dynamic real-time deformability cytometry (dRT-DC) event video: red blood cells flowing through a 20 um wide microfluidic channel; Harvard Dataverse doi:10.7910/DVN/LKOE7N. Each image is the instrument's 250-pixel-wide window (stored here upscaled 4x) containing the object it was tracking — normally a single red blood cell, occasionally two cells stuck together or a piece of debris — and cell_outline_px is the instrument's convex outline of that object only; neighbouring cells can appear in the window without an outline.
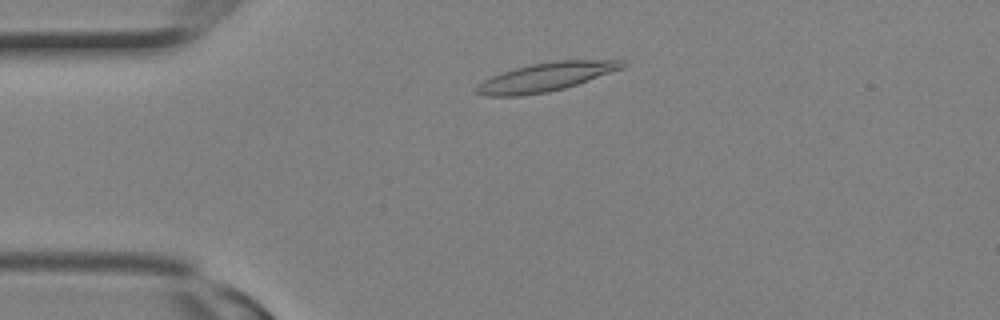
{"species": "Egyptian fruit bat (a non-hibernating species)", "species_latin": "Rousettus aegyptiacus", "temperature_condition": "room temperature", "stored_images_in_passage": 8, "camera_frame_rate_fps": 3000, "um_per_image_px": 0.085, "animal": {"sex": "female"}, "frame": {"image": 1, "passage_image": 3, "time_ms": 0.667, "image_size_px": [1000, 320], "cell_outline_px": [[628, 64], [624, 68], [564, 88], [548, 92], [520, 96], [484, 96], [476, 92], [476, 84], [500, 72], [532, 64], [556, 60], [624, 60]], "centroid_in_image_um": [46.4, 6.54], "position_along_channel_um": 38.6, "area_um2": 24.28}}
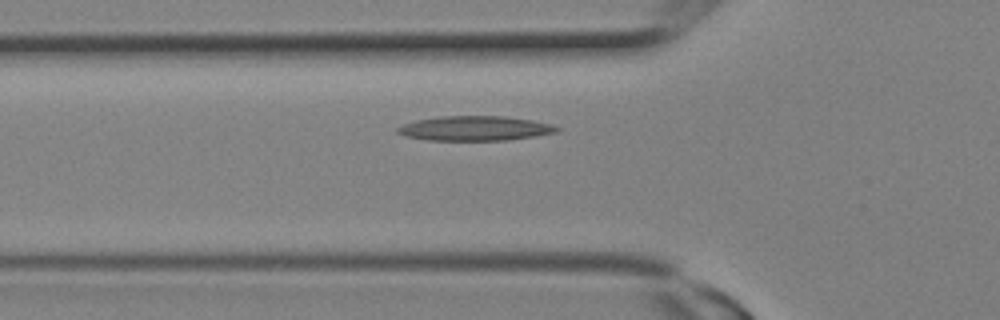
{"frame": {"image": 2, "passage_image": 6, "time_ms": 1.667, "image_size_px": [1000, 320], "cell_outline_px": [[560, 128], [556, 132], [536, 136], [508, 140], [428, 140], [404, 136], [396, 132], [396, 128], [404, 124], [416, 120], [440, 116], [504, 116], [532, 120], [552, 124]], "centroid_in_image_um": [40.36, 10.91], "position_along_channel_um": 85.4, "area_um2": 22.89}}
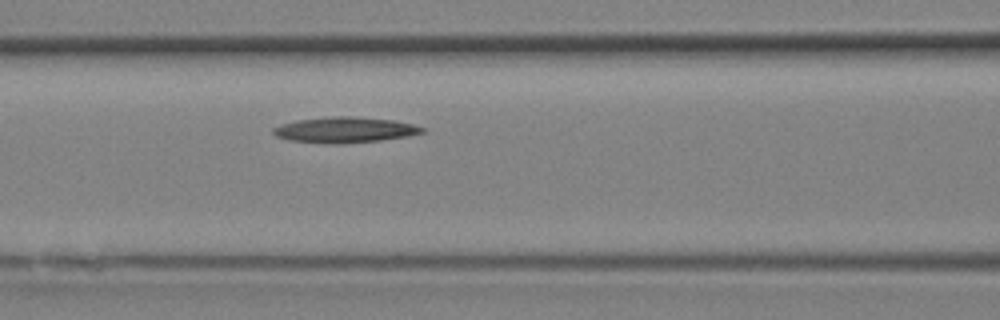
{"frame": {"image": 3, "passage_image": 8, "time_ms": 2.333, "image_size_px": [1000, 320], "cell_outline_px": [[424, 132], [404, 136], [380, 140], [340, 144], [336, 144], [288, 140], [276, 136], [272, 132], [272, 128], [280, 124], [296, 120], [332, 116], [352, 116], [392, 120], [412, 124], [424, 128]], "centroid_in_image_um": [29.24, 11.03], "position_along_channel_um": 137.4, "area_um2": 22.08}}